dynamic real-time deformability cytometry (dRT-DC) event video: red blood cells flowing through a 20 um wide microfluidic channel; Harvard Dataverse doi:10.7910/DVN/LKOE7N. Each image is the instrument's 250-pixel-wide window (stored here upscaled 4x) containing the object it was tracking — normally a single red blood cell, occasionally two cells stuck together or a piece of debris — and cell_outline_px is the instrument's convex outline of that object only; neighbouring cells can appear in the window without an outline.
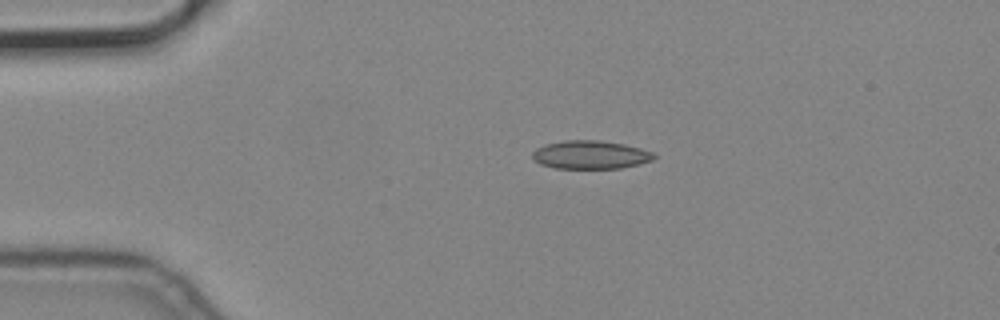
{"species": "common noctule bat (a hibernating species)", "species_latin": "Nyctalus noctula", "temperature_condition": "cold", "stored_images_in_passage": 3, "camera_frame_rate_fps": 3000, "um_per_image_px": 0.085, "animal": {"sex": "male", "body_mass_g": 19.2, "forearm_length_mm": 51.8}, "frame": {"image": 1, "passage_image": 1, "time_ms": 0.0, "image_size_px": [1000, 320], "cell_outline_px": [[656, 156], [652, 160], [640, 164], [620, 168], [556, 168], [540, 164], [532, 156], [532, 152], [536, 148], [548, 144], [564, 140], [600, 140], [624, 144], [640, 148], [652, 152]], "centroid_in_image_um": [50.2, 13.15], "position_along_channel_um": 34.8, "area_um2": 19.94}}
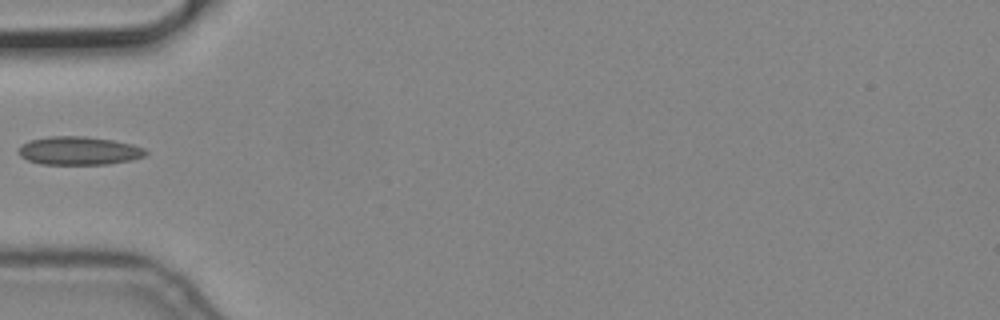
{"frame": {"image": 2, "passage_image": 3, "time_ms": 0.667, "image_size_px": [1000, 320], "cell_outline_px": [[148, 152], [144, 156], [132, 160], [108, 164], [40, 164], [28, 160], [20, 156], [16, 152], [16, 148], [20, 144], [28, 140], [48, 136], [84, 136], [112, 140], [132, 144], [144, 148]], "centroid_in_image_um": [6.64, 12.81], "position_along_channel_um": 78.4, "area_um2": 21.27}}